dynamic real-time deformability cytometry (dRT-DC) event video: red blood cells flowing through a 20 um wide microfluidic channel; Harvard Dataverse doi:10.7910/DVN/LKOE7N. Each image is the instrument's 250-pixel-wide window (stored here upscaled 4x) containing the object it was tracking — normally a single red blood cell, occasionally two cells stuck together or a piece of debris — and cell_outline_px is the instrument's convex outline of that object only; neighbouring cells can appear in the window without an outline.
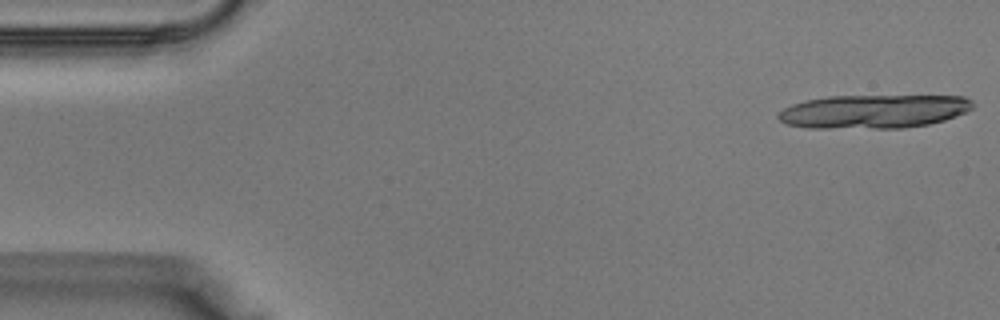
{"species": "Egyptian fruit bat (a non-hibernating species)", "species_latin": "Rousettus aegyptiacus", "temperature_condition": "warm", "stored_images_in_passage": 13, "camera_frame_rate_fps": 3000, "um_per_image_px": 0.085, "animal": {"sex": "male"}, "frame": {"image": 1, "passage_image": 1, "time_ms": 0.0, "image_size_px": [1000, 320], "cell_outline_px": [[972, 108], [956, 116], [944, 120], [928, 124], [904, 128], [808, 128], [788, 124], [780, 120], [776, 116], [776, 112], [792, 104], [804, 100], [828, 96], [964, 96], [972, 100]], "centroid_in_image_um": [74.21, 9.47], "position_along_channel_um": 10.8, "area_um2": 38.26}}